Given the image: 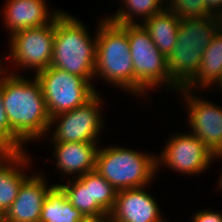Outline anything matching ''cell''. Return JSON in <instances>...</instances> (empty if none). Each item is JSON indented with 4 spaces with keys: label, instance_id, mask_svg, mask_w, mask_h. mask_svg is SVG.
Segmentation results:
<instances>
[{
    "label": "cell",
    "instance_id": "9a60e30c",
    "mask_svg": "<svg viewBox=\"0 0 222 222\" xmlns=\"http://www.w3.org/2000/svg\"><path fill=\"white\" fill-rule=\"evenodd\" d=\"M99 142H51L56 168L62 174L81 175L95 171ZM76 176V177H75Z\"/></svg>",
    "mask_w": 222,
    "mask_h": 222
},
{
    "label": "cell",
    "instance_id": "d6986e66",
    "mask_svg": "<svg viewBox=\"0 0 222 222\" xmlns=\"http://www.w3.org/2000/svg\"><path fill=\"white\" fill-rule=\"evenodd\" d=\"M78 178L84 184H90L91 218L97 220L108 218L115 204L116 189L96 171Z\"/></svg>",
    "mask_w": 222,
    "mask_h": 222
},
{
    "label": "cell",
    "instance_id": "52a82bcc",
    "mask_svg": "<svg viewBox=\"0 0 222 222\" xmlns=\"http://www.w3.org/2000/svg\"><path fill=\"white\" fill-rule=\"evenodd\" d=\"M35 76L41 84L50 118L85 104L97 93L84 77L56 67L50 66Z\"/></svg>",
    "mask_w": 222,
    "mask_h": 222
},
{
    "label": "cell",
    "instance_id": "4fadbf2b",
    "mask_svg": "<svg viewBox=\"0 0 222 222\" xmlns=\"http://www.w3.org/2000/svg\"><path fill=\"white\" fill-rule=\"evenodd\" d=\"M44 174L30 175L21 185L18 196L3 215V222H39L42 205L49 190Z\"/></svg>",
    "mask_w": 222,
    "mask_h": 222
},
{
    "label": "cell",
    "instance_id": "ffe728a7",
    "mask_svg": "<svg viewBox=\"0 0 222 222\" xmlns=\"http://www.w3.org/2000/svg\"><path fill=\"white\" fill-rule=\"evenodd\" d=\"M86 217L75 208L56 183L44 199L39 222H80Z\"/></svg>",
    "mask_w": 222,
    "mask_h": 222
},
{
    "label": "cell",
    "instance_id": "d4e9b609",
    "mask_svg": "<svg viewBox=\"0 0 222 222\" xmlns=\"http://www.w3.org/2000/svg\"><path fill=\"white\" fill-rule=\"evenodd\" d=\"M206 11L216 17L222 11V0H205Z\"/></svg>",
    "mask_w": 222,
    "mask_h": 222
},
{
    "label": "cell",
    "instance_id": "30bf717a",
    "mask_svg": "<svg viewBox=\"0 0 222 222\" xmlns=\"http://www.w3.org/2000/svg\"><path fill=\"white\" fill-rule=\"evenodd\" d=\"M156 156L157 172L163 165L181 174L193 176L208 170L215 155L194 134L175 133Z\"/></svg>",
    "mask_w": 222,
    "mask_h": 222
},
{
    "label": "cell",
    "instance_id": "e0dca14e",
    "mask_svg": "<svg viewBox=\"0 0 222 222\" xmlns=\"http://www.w3.org/2000/svg\"><path fill=\"white\" fill-rule=\"evenodd\" d=\"M140 24L149 33L160 52L168 57L177 42L180 18L165 8Z\"/></svg>",
    "mask_w": 222,
    "mask_h": 222
},
{
    "label": "cell",
    "instance_id": "7a4b0ae2",
    "mask_svg": "<svg viewBox=\"0 0 222 222\" xmlns=\"http://www.w3.org/2000/svg\"><path fill=\"white\" fill-rule=\"evenodd\" d=\"M87 30L80 20L62 11L55 18L50 66L84 77L92 84L95 78L97 36L90 37Z\"/></svg>",
    "mask_w": 222,
    "mask_h": 222
},
{
    "label": "cell",
    "instance_id": "6da1fadb",
    "mask_svg": "<svg viewBox=\"0 0 222 222\" xmlns=\"http://www.w3.org/2000/svg\"><path fill=\"white\" fill-rule=\"evenodd\" d=\"M2 75V99L11 130L25 143L48 135L50 116L39 80L8 69ZM29 141V142H28Z\"/></svg>",
    "mask_w": 222,
    "mask_h": 222
},
{
    "label": "cell",
    "instance_id": "4dcf8cb0",
    "mask_svg": "<svg viewBox=\"0 0 222 222\" xmlns=\"http://www.w3.org/2000/svg\"><path fill=\"white\" fill-rule=\"evenodd\" d=\"M217 86L220 88V90H222V79H221V81L218 83Z\"/></svg>",
    "mask_w": 222,
    "mask_h": 222
},
{
    "label": "cell",
    "instance_id": "9c48e42d",
    "mask_svg": "<svg viewBox=\"0 0 222 222\" xmlns=\"http://www.w3.org/2000/svg\"><path fill=\"white\" fill-rule=\"evenodd\" d=\"M6 56L17 68L34 69L37 74L50 67L55 37V19L45 26L26 28L9 36Z\"/></svg>",
    "mask_w": 222,
    "mask_h": 222
},
{
    "label": "cell",
    "instance_id": "83f0119b",
    "mask_svg": "<svg viewBox=\"0 0 222 222\" xmlns=\"http://www.w3.org/2000/svg\"><path fill=\"white\" fill-rule=\"evenodd\" d=\"M100 220L94 218H85L83 221L80 222H99Z\"/></svg>",
    "mask_w": 222,
    "mask_h": 222
},
{
    "label": "cell",
    "instance_id": "ac0fdd59",
    "mask_svg": "<svg viewBox=\"0 0 222 222\" xmlns=\"http://www.w3.org/2000/svg\"><path fill=\"white\" fill-rule=\"evenodd\" d=\"M222 79V31H219L204 51L196 77L184 88L193 91L207 89ZM199 85V86H198ZM210 86V87H209Z\"/></svg>",
    "mask_w": 222,
    "mask_h": 222
},
{
    "label": "cell",
    "instance_id": "7402d4cb",
    "mask_svg": "<svg viewBox=\"0 0 222 222\" xmlns=\"http://www.w3.org/2000/svg\"><path fill=\"white\" fill-rule=\"evenodd\" d=\"M58 185L66 193L68 201L86 218H91L90 184H84L79 178L68 179L67 184Z\"/></svg>",
    "mask_w": 222,
    "mask_h": 222
},
{
    "label": "cell",
    "instance_id": "8992f818",
    "mask_svg": "<svg viewBox=\"0 0 222 222\" xmlns=\"http://www.w3.org/2000/svg\"><path fill=\"white\" fill-rule=\"evenodd\" d=\"M127 34L133 62V95L144 97L148 90L163 85L178 92L168 76L167 57L160 52L145 28L140 23L127 24Z\"/></svg>",
    "mask_w": 222,
    "mask_h": 222
},
{
    "label": "cell",
    "instance_id": "7c38bea8",
    "mask_svg": "<svg viewBox=\"0 0 222 222\" xmlns=\"http://www.w3.org/2000/svg\"><path fill=\"white\" fill-rule=\"evenodd\" d=\"M145 189L146 186L117 191L108 217L113 222H165L157 200Z\"/></svg>",
    "mask_w": 222,
    "mask_h": 222
},
{
    "label": "cell",
    "instance_id": "44dd1931",
    "mask_svg": "<svg viewBox=\"0 0 222 222\" xmlns=\"http://www.w3.org/2000/svg\"><path fill=\"white\" fill-rule=\"evenodd\" d=\"M166 0H121L124 7L119 8L115 14L107 18L116 24H138L136 16L143 22L166 8ZM136 15V16H135Z\"/></svg>",
    "mask_w": 222,
    "mask_h": 222
},
{
    "label": "cell",
    "instance_id": "4316f807",
    "mask_svg": "<svg viewBox=\"0 0 222 222\" xmlns=\"http://www.w3.org/2000/svg\"><path fill=\"white\" fill-rule=\"evenodd\" d=\"M2 59H3V58L0 59V78H1V76L6 72V70H5L4 68L2 69V67H3V66H2V65H3V64H2Z\"/></svg>",
    "mask_w": 222,
    "mask_h": 222
},
{
    "label": "cell",
    "instance_id": "f1b7e54d",
    "mask_svg": "<svg viewBox=\"0 0 222 222\" xmlns=\"http://www.w3.org/2000/svg\"><path fill=\"white\" fill-rule=\"evenodd\" d=\"M218 187L221 189V191H222V174H221V176H220V178H218Z\"/></svg>",
    "mask_w": 222,
    "mask_h": 222
},
{
    "label": "cell",
    "instance_id": "f546056e",
    "mask_svg": "<svg viewBox=\"0 0 222 222\" xmlns=\"http://www.w3.org/2000/svg\"><path fill=\"white\" fill-rule=\"evenodd\" d=\"M99 222H113V221L108 217V218L100 220Z\"/></svg>",
    "mask_w": 222,
    "mask_h": 222
},
{
    "label": "cell",
    "instance_id": "484cf974",
    "mask_svg": "<svg viewBox=\"0 0 222 222\" xmlns=\"http://www.w3.org/2000/svg\"><path fill=\"white\" fill-rule=\"evenodd\" d=\"M220 31H222V11L215 17Z\"/></svg>",
    "mask_w": 222,
    "mask_h": 222
},
{
    "label": "cell",
    "instance_id": "2e32d148",
    "mask_svg": "<svg viewBox=\"0 0 222 222\" xmlns=\"http://www.w3.org/2000/svg\"><path fill=\"white\" fill-rule=\"evenodd\" d=\"M28 150L0 152V214L3 216L18 196L22 183L29 177L25 172L31 158ZM25 169V170H24Z\"/></svg>",
    "mask_w": 222,
    "mask_h": 222
},
{
    "label": "cell",
    "instance_id": "3957f363",
    "mask_svg": "<svg viewBox=\"0 0 222 222\" xmlns=\"http://www.w3.org/2000/svg\"><path fill=\"white\" fill-rule=\"evenodd\" d=\"M219 31L214 16L180 19L177 42L167 57L168 76L178 90L196 77L204 51Z\"/></svg>",
    "mask_w": 222,
    "mask_h": 222
},
{
    "label": "cell",
    "instance_id": "5b68a950",
    "mask_svg": "<svg viewBox=\"0 0 222 222\" xmlns=\"http://www.w3.org/2000/svg\"><path fill=\"white\" fill-rule=\"evenodd\" d=\"M95 171L116 191L148 187L157 174L156 156L117 145L99 147Z\"/></svg>",
    "mask_w": 222,
    "mask_h": 222
},
{
    "label": "cell",
    "instance_id": "cb8c5ba5",
    "mask_svg": "<svg viewBox=\"0 0 222 222\" xmlns=\"http://www.w3.org/2000/svg\"><path fill=\"white\" fill-rule=\"evenodd\" d=\"M192 222H222V213L210 210H201L191 218Z\"/></svg>",
    "mask_w": 222,
    "mask_h": 222
},
{
    "label": "cell",
    "instance_id": "277c9868",
    "mask_svg": "<svg viewBox=\"0 0 222 222\" xmlns=\"http://www.w3.org/2000/svg\"><path fill=\"white\" fill-rule=\"evenodd\" d=\"M96 62L94 73L111 85L133 94V62L127 24L111 22L106 16L97 26Z\"/></svg>",
    "mask_w": 222,
    "mask_h": 222
},
{
    "label": "cell",
    "instance_id": "8fae6325",
    "mask_svg": "<svg viewBox=\"0 0 222 222\" xmlns=\"http://www.w3.org/2000/svg\"><path fill=\"white\" fill-rule=\"evenodd\" d=\"M178 93L186 101L187 119L192 130L189 133L198 137L215 158H222V107L193 95V91L184 88Z\"/></svg>",
    "mask_w": 222,
    "mask_h": 222
},
{
    "label": "cell",
    "instance_id": "5bb4252c",
    "mask_svg": "<svg viewBox=\"0 0 222 222\" xmlns=\"http://www.w3.org/2000/svg\"><path fill=\"white\" fill-rule=\"evenodd\" d=\"M46 0H6L3 26L10 36L26 28L45 26L51 23L62 10H51ZM51 13V14H50Z\"/></svg>",
    "mask_w": 222,
    "mask_h": 222
},
{
    "label": "cell",
    "instance_id": "ba28073f",
    "mask_svg": "<svg viewBox=\"0 0 222 222\" xmlns=\"http://www.w3.org/2000/svg\"><path fill=\"white\" fill-rule=\"evenodd\" d=\"M97 92L85 104L53 116L50 120L49 131L50 142H98V137L102 133L103 115L101 110L103 104L102 97ZM102 105V106H101Z\"/></svg>",
    "mask_w": 222,
    "mask_h": 222
},
{
    "label": "cell",
    "instance_id": "1f68e13d",
    "mask_svg": "<svg viewBox=\"0 0 222 222\" xmlns=\"http://www.w3.org/2000/svg\"><path fill=\"white\" fill-rule=\"evenodd\" d=\"M0 222H3V216L0 214Z\"/></svg>",
    "mask_w": 222,
    "mask_h": 222
},
{
    "label": "cell",
    "instance_id": "603a6c76",
    "mask_svg": "<svg viewBox=\"0 0 222 222\" xmlns=\"http://www.w3.org/2000/svg\"><path fill=\"white\" fill-rule=\"evenodd\" d=\"M25 143L11 130L2 99V76L0 78V152H21ZM24 147V148H23Z\"/></svg>",
    "mask_w": 222,
    "mask_h": 222
}]
</instances>
